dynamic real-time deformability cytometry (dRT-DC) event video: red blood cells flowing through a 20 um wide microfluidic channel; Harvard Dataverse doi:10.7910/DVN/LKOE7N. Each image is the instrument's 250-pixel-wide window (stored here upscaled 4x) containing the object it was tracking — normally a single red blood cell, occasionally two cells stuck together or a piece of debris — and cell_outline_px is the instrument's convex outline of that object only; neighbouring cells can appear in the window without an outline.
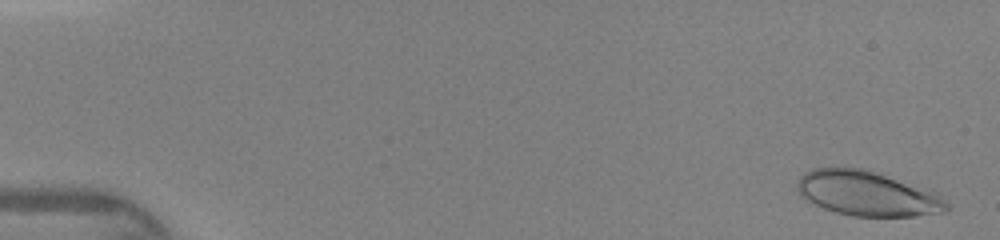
{"species": "human", "species_latin": "Homo sapiens", "temperature_condition": "warm", "stored_images_in_passage": 47, "camera_frame_rate_fps": 3000, "um_per_image_px": 0.085, "donor": {"sex": "female"}, "frame": {"image": 1, "passage_image": 2, "time_ms": 0.333, "image_size_px": [1000, 240], "cell_outline_px": [[948, 212], [916, 216], [852, 216], [836, 212], [824, 208], [800, 196], [796, 188], [796, 184], [800, 176], [804, 172], [812, 168], [832, 164], [864, 168], [936, 192], [948, 204]], "centroid_in_image_um": [73.66, 16.41], "position_along_channel_um": 11.3, "area_um2": 39.65}}
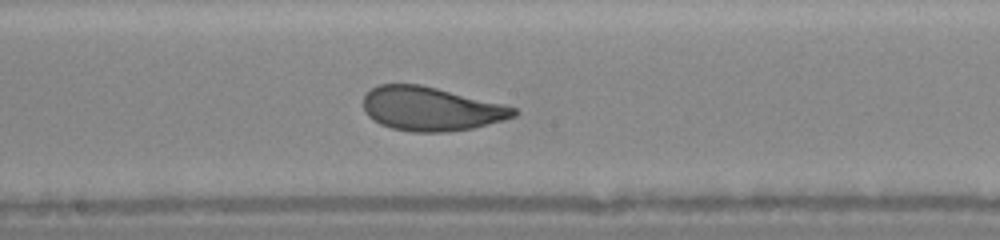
{"frame": {"image": 2, "passage_image": 26, "time_ms": 8.333, "image_size_px": [1000, 240], "cell_outline_px": [[520, 112], [516, 116], [504, 120], [472, 128], [448, 132], [412, 132], [392, 128], [380, 124], [372, 120], [364, 112], [364, 96], [372, 88], [380, 84], [420, 84], [504, 104], [516, 108]], "centroid_in_image_um": [36.64, 9.26], "position_along_channel_um": 211.6, "area_um2": 38.55}}
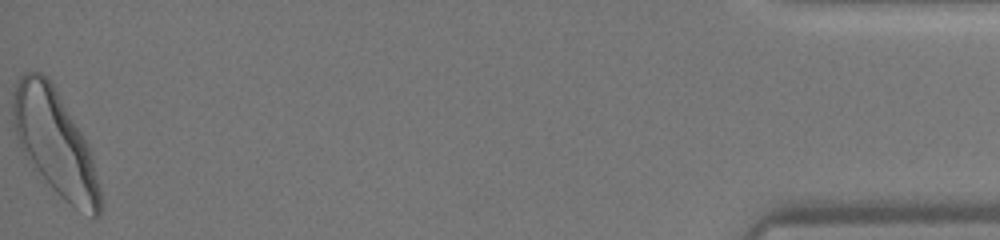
{"frame": {"image": 3, "passage_image": 47, "time_ms": 15.333, "image_size_px": [1000, 240], "cell_outline_px": [[100, 216], [92, 220], [64, 200], [36, 176], [20, 148], [12, 128], [12, 92], [16, 80], [24, 72], [40, 72], [48, 76], [88, 144], [100, 188]], "centroid_in_image_um": [4.62, 12.17], "position_along_channel_um": 430.6, "area_um2": 54.16}}